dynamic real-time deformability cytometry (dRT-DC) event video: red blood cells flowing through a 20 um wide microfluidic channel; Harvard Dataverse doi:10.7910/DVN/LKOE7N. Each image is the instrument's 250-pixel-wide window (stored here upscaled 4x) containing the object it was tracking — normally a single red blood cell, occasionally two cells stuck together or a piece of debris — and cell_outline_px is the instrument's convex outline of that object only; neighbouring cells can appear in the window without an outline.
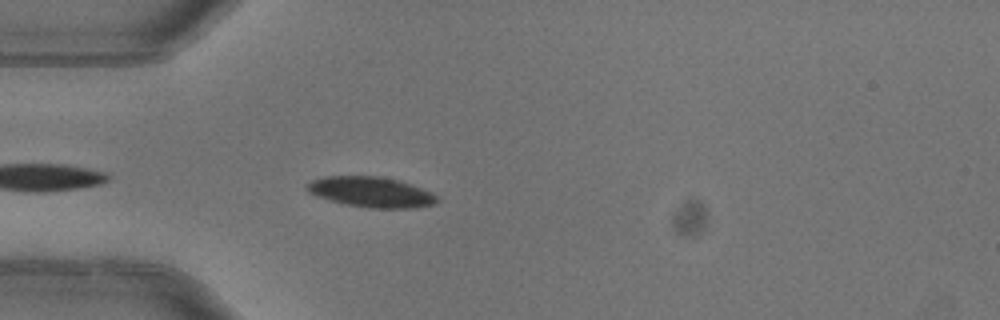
{"species": "common noctule bat (a hibernating species)", "species_latin": "Nyctalus noctula", "temperature_condition": "warm", "stored_images_in_passage": 3, "camera_frame_rate_fps": 3000, "um_per_image_px": 0.085, "animal": {"sex": "female"}, "frame": {"image": 1, "passage_image": 3, "time_ms": 0.667, "image_size_px": [1000, 320], "cell_outline_px": [[440, 200], [436, 204], [416, 208], [368, 208], [344, 204], [328, 200], [316, 196], [308, 192], [308, 184], [312, 180], [324, 176], [380, 176], [396, 180], [432, 192]], "centroid_in_image_um": [31.55, 16.34], "position_along_channel_um": 53.4, "area_um2": 23.0}}